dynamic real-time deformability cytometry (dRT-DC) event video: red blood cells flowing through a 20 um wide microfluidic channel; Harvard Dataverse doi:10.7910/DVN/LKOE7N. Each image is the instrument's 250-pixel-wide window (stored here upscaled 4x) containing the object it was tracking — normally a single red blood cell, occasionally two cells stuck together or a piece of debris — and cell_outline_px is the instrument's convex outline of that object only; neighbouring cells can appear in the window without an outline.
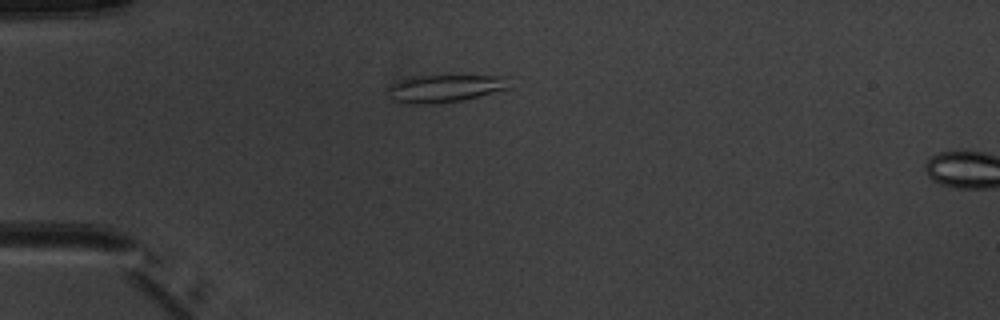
{"species": "common noctule bat (a hibernating species)", "species_latin": "Nyctalus noctula", "temperature_condition": "warm", "stored_images_in_passage": 2, "camera_frame_rate_fps": 3000, "um_per_image_px": 0.085, "animal": {"sex": "male", "body_mass_g": 20.1, "forearm_length_mm": 53.5}, "frame": {"image": 1, "passage_image": 1, "time_ms": 0.0, "image_size_px": [1000, 320], "cell_outline_px": [[512, 88], [460, 100], [436, 104], [404, 104], [392, 100], [388, 96], [388, 88], [392, 84], [400, 80], [412, 76], [508, 76]], "centroid_in_image_um": [37.81, 7.52], "position_along_channel_um": 47.2, "area_um2": 19.65}}